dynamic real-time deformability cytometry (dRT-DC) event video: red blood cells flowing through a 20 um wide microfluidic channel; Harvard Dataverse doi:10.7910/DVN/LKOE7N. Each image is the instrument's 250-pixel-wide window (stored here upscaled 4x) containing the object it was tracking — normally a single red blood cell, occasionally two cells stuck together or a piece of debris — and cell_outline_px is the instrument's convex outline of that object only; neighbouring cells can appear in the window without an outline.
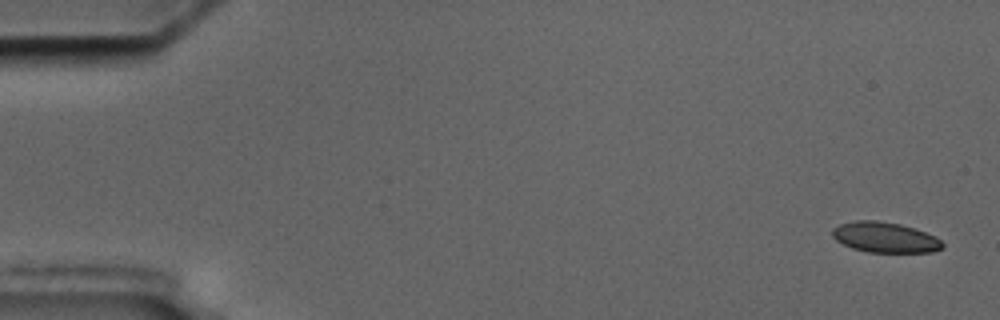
{"species": "common noctule bat (a hibernating species)", "species_latin": "Nyctalus noctula", "temperature_condition": "cold", "stored_images_in_passage": 56, "camera_frame_rate_fps": 3000, "um_per_image_px": 0.085, "animal": {"sex": "male", "body_mass_g": 17.5, "forearm_length_mm": 52.3}, "frame": {"image": 1, "passage_image": 1, "time_ms": 0.0, "image_size_px": [1000, 320], "cell_outline_px": [[944, 248], [932, 252], [868, 252], [852, 248], [836, 240], [832, 236], [832, 228], [840, 224], [856, 220], [876, 220], [900, 224], [936, 236], [944, 244]], "centroid_in_image_um": [75.22, 20.18], "position_along_channel_um": 9.8, "area_um2": 19.48}}
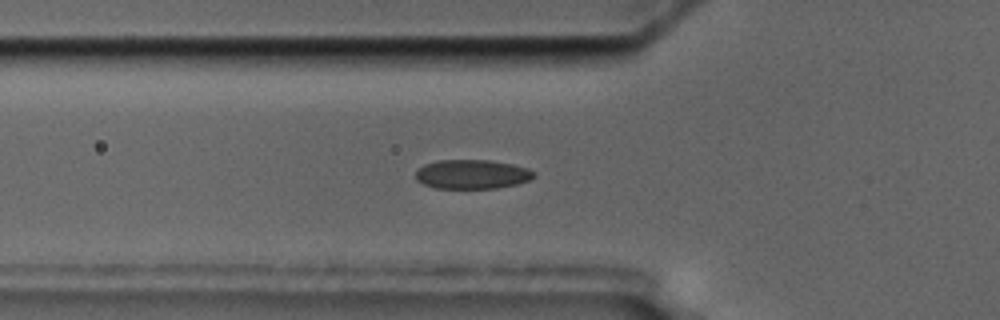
{"frame": {"image": 2, "passage_image": 19, "time_ms": 6.0, "image_size_px": [1000, 320], "cell_outline_px": [[536, 176], [528, 180], [516, 184], [496, 188], [436, 188], [424, 184], [416, 180], [416, 168], [424, 164], [440, 160], [488, 160], [512, 164], [528, 168], [536, 172]], "centroid_in_image_um": [40.12, 14.8], "position_along_channel_um": 85.7, "area_um2": 20.17}}
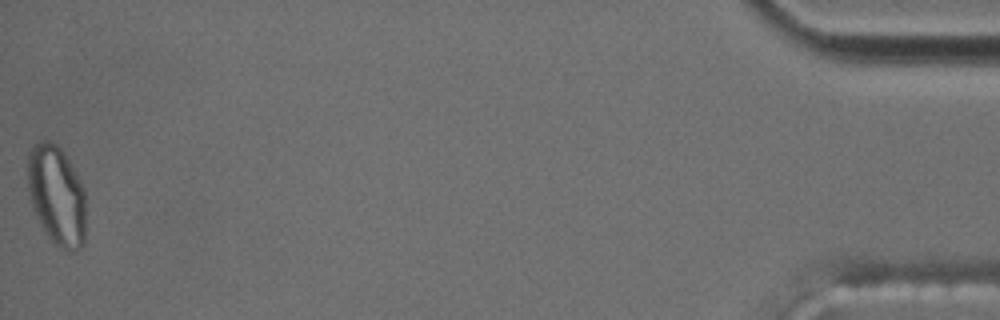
{"frame": {"image": 3, "passage_image": 56, "time_ms": 18.333, "image_size_px": [1000, 320], "cell_outline_px": [[84, 244], [76, 252], [64, 248], [56, 244], [48, 236], [40, 224], [32, 208], [28, 188], [28, 152], [32, 144], [40, 140], [48, 140], [56, 144], [64, 152], [84, 192]], "centroid_in_image_um": [4.78, 16.58], "position_along_channel_um": 430.4, "area_um2": 33.41}, "authors_computed_cell_mechanics": {"area_um2": 20.4612, "velocity_mm_per_s": 3.5591, "shape_relaxation_time_tau1_ms": null, "shape_relaxation_time_tau2_ms": 3.3802, "deformation_change_tau1": null, "deformation_change_tau2": 0.082}}